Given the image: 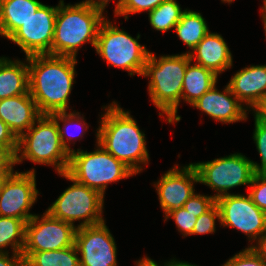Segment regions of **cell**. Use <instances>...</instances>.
<instances>
[{
  "instance_id": "1",
  "label": "cell",
  "mask_w": 266,
  "mask_h": 266,
  "mask_svg": "<svg viewBox=\"0 0 266 266\" xmlns=\"http://www.w3.org/2000/svg\"><path fill=\"white\" fill-rule=\"evenodd\" d=\"M29 93L41 115L67 111L76 75V58L51 54L27 56Z\"/></svg>"
},
{
  "instance_id": "2",
  "label": "cell",
  "mask_w": 266,
  "mask_h": 266,
  "mask_svg": "<svg viewBox=\"0 0 266 266\" xmlns=\"http://www.w3.org/2000/svg\"><path fill=\"white\" fill-rule=\"evenodd\" d=\"M103 108L106 113L101 115L96 143L138 174L143 168L140 164L149 162L145 134L129 111H124L115 101Z\"/></svg>"
},
{
  "instance_id": "3",
  "label": "cell",
  "mask_w": 266,
  "mask_h": 266,
  "mask_svg": "<svg viewBox=\"0 0 266 266\" xmlns=\"http://www.w3.org/2000/svg\"><path fill=\"white\" fill-rule=\"evenodd\" d=\"M191 61L189 53L160 56L150 52L142 76L150 77L148 92L153 104L166 114L169 124L179 122L178 106L182 99L185 71ZM164 113V114H163Z\"/></svg>"
},
{
  "instance_id": "4",
  "label": "cell",
  "mask_w": 266,
  "mask_h": 266,
  "mask_svg": "<svg viewBox=\"0 0 266 266\" xmlns=\"http://www.w3.org/2000/svg\"><path fill=\"white\" fill-rule=\"evenodd\" d=\"M104 20L103 12L84 2L65 5L60 0L51 55L76 58L79 47L86 42L95 48L98 31Z\"/></svg>"
},
{
  "instance_id": "5",
  "label": "cell",
  "mask_w": 266,
  "mask_h": 266,
  "mask_svg": "<svg viewBox=\"0 0 266 266\" xmlns=\"http://www.w3.org/2000/svg\"><path fill=\"white\" fill-rule=\"evenodd\" d=\"M23 159L53 165L58 174L67 172L70 153L63 147L57 122L50 115H41L31 128L18 138L16 164L22 163Z\"/></svg>"
},
{
  "instance_id": "6",
  "label": "cell",
  "mask_w": 266,
  "mask_h": 266,
  "mask_svg": "<svg viewBox=\"0 0 266 266\" xmlns=\"http://www.w3.org/2000/svg\"><path fill=\"white\" fill-rule=\"evenodd\" d=\"M97 145L93 152L74 150L70 154L67 173L77 182L104 196L109 183L129 178L135 173L98 143Z\"/></svg>"
},
{
  "instance_id": "7",
  "label": "cell",
  "mask_w": 266,
  "mask_h": 266,
  "mask_svg": "<svg viewBox=\"0 0 266 266\" xmlns=\"http://www.w3.org/2000/svg\"><path fill=\"white\" fill-rule=\"evenodd\" d=\"M123 30H119L105 19L101 24L96 39L95 50L109 65L127 70L130 76H141L150 52L145 46Z\"/></svg>"
},
{
  "instance_id": "8",
  "label": "cell",
  "mask_w": 266,
  "mask_h": 266,
  "mask_svg": "<svg viewBox=\"0 0 266 266\" xmlns=\"http://www.w3.org/2000/svg\"><path fill=\"white\" fill-rule=\"evenodd\" d=\"M73 182L54 203L46 210L53 218L74 225L77 220H83L77 228L97 225L105 222L103 219L104 196L98 191L77 182L67 172L59 174Z\"/></svg>"
},
{
  "instance_id": "9",
  "label": "cell",
  "mask_w": 266,
  "mask_h": 266,
  "mask_svg": "<svg viewBox=\"0 0 266 266\" xmlns=\"http://www.w3.org/2000/svg\"><path fill=\"white\" fill-rule=\"evenodd\" d=\"M193 165L197 170L199 183L218 192L213 195L215 199L230 194L228 190L231 188L250 185L255 174L252 160L241 153Z\"/></svg>"
},
{
  "instance_id": "10",
  "label": "cell",
  "mask_w": 266,
  "mask_h": 266,
  "mask_svg": "<svg viewBox=\"0 0 266 266\" xmlns=\"http://www.w3.org/2000/svg\"><path fill=\"white\" fill-rule=\"evenodd\" d=\"M77 226L53 218L47 211L34 215L25 225L24 260L33 252L54 251L74 246Z\"/></svg>"
},
{
  "instance_id": "11",
  "label": "cell",
  "mask_w": 266,
  "mask_h": 266,
  "mask_svg": "<svg viewBox=\"0 0 266 266\" xmlns=\"http://www.w3.org/2000/svg\"><path fill=\"white\" fill-rule=\"evenodd\" d=\"M221 226L236 228L255 241L266 232V212L258 208L251 197L228 194L216 199Z\"/></svg>"
},
{
  "instance_id": "12",
  "label": "cell",
  "mask_w": 266,
  "mask_h": 266,
  "mask_svg": "<svg viewBox=\"0 0 266 266\" xmlns=\"http://www.w3.org/2000/svg\"><path fill=\"white\" fill-rule=\"evenodd\" d=\"M57 10L58 6L42 4L8 39L16 43L26 57L51 54Z\"/></svg>"
},
{
  "instance_id": "13",
  "label": "cell",
  "mask_w": 266,
  "mask_h": 266,
  "mask_svg": "<svg viewBox=\"0 0 266 266\" xmlns=\"http://www.w3.org/2000/svg\"><path fill=\"white\" fill-rule=\"evenodd\" d=\"M74 245L80 266H117L115 240L105 222L77 228Z\"/></svg>"
},
{
  "instance_id": "14",
  "label": "cell",
  "mask_w": 266,
  "mask_h": 266,
  "mask_svg": "<svg viewBox=\"0 0 266 266\" xmlns=\"http://www.w3.org/2000/svg\"><path fill=\"white\" fill-rule=\"evenodd\" d=\"M35 175L33 168L26 172L15 171L8 178L0 194V216L19 218L27 223L35 215L29 212L39 193Z\"/></svg>"
},
{
  "instance_id": "15",
  "label": "cell",
  "mask_w": 266,
  "mask_h": 266,
  "mask_svg": "<svg viewBox=\"0 0 266 266\" xmlns=\"http://www.w3.org/2000/svg\"><path fill=\"white\" fill-rule=\"evenodd\" d=\"M195 182L199 183V176L193 163H191L182 169L176 165L154 184L164 214L183 207L195 193Z\"/></svg>"
},
{
  "instance_id": "16",
  "label": "cell",
  "mask_w": 266,
  "mask_h": 266,
  "mask_svg": "<svg viewBox=\"0 0 266 266\" xmlns=\"http://www.w3.org/2000/svg\"><path fill=\"white\" fill-rule=\"evenodd\" d=\"M191 106L200 109L213 119L222 123H233L247 119L248 106L244 108V104L232 94L227 84L221 92L216 85L209 91L205 92ZM247 109V110H246Z\"/></svg>"
},
{
  "instance_id": "17",
  "label": "cell",
  "mask_w": 266,
  "mask_h": 266,
  "mask_svg": "<svg viewBox=\"0 0 266 266\" xmlns=\"http://www.w3.org/2000/svg\"><path fill=\"white\" fill-rule=\"evenodd\" d=\"M40 116L30 93L0 100V119L17 139L30 129Z\"/></svg>"
},
{
  "instance_id": "18",
  "label": "cell",
  "mask_w": 266,
  "mask_h": 266,
  "mask_svg": "<svg viewBox=\"0 0 266 266\" xmlns=\"http://www.w3.org/2000/svg\"><path fill=\"white\" fill-rule=\"evenodd\" d=\"M189 53L191 61L213 71L217 76L232 66V54L223 37L208 32Z\"/></svg>"
},
{
  "instance_id": "19",
  "label": "cell",
  "mask_w": 266,
  "mask_h": 266,
  "mask_svg": "<svg viewBox=\"0 0 266 266\" xmlns=\"http://www.w3.org/2000/svg\"><path fill=\"white\" fill-rule=\"evenodd\" d=\"M232 94L249 108L266 95V65H251L233 75L228 83Z\"/></svg>"
},
{
  "instance_id": "20",
  "label": "cell",
  "mask_w": 266,
  "mask_h": 266,
  "mask_svg": "<svg viewBox=\"0 0 266 266\" xmlns=\"http://www.w3.org/2000/svg\"><path fill=\"white\" fill-rule=\"evenodd\" d=\"M29 93L28 64L0 57V100Z\"/></svg>"
},
{
  "instance_id": "21",
  "label": "cell",
  "mask_w": 266,
  "mask_h": 266,
  "mask_svg": "<svg viewBox=\"0 0 266 266\" xmlns=\"http://www.w3.org/2000/svg\"><path fill=\"white\" fill-rule=\"evenodd\" d=\"M38 0H2L0 7V35L7 39L40 8Z\"/></svg>"
},
{
  "instance_id": "22",
  "label": "cell",
  "mask_w": 266,
  "mask_h": 266,
  "mask_svg": "<svg viewBox=\"0 0 266 266\" xmlns=\"http://www.w3.org/2000/svg\"><path fill=\"white\" fill-rule=\"evenodd\" d=\"M191 62L187 65L182 87V99L190 105L214 87L218 77L213 71L198 64L191 65Z\"/></svg>"
},
{
  "instance_id": "23",
  "label": "cell",
  "mask_w": 266,
  "mask_h": 266,
  "mask_svg": "<svg viewBox=\"0 0 266 266\" xmlns=\"http://www.w3.org/2000/svg\"><path fill=\"white\" fill-rule=\"evenodd\" d=\"M178 37L193 50L209 32L207 23L200 12L184 10L180 21L175 26Z\"/></svg>"
},
{
  "instance_id": "24",
  "label": "cell",
  "mask_w": 266,
  "mask_h": 266,
  "mask_svg": "<svg viewBox=\"0 0 266 266\" xmlns=\"http://www.w3.org/2000/svg\"><path fill=\"white\" fill-rule=\"evenodd\" d=\"M76 246H70L54 251H39L31 253L24 266H80Z\"/></svg>"
},
{
  "instance_id": "25",
  "label": "cell",
  "mask_w": 266,
  "mask_h": 266,
  "mask_svg": "<svg viewBox=\"0 0 266 266\" xmlns=\"http://www.w3.org/2000/svg\"><path fill=\"white\" fill-rule=\"evenodd\" d=\"M26 223L14 217L0 216V252H5L7 246H11L12 252L22 254L25 245Z\"/></svg>"
},
{
  "instance_id": "26",
  "label": "cell",
  "mask_w": 266,
  "mask_h": 266,
  "mask_svg": "<svg viewBox=\"0 0 266 266\" xmlns=\"http://www.w3.org/2000/svg\"><path fill=\"white\" fill-rule=\"evenodd\" d=\"M182 11L180 5L175 0H165L158 7L148 13L149 21L157 31L165 32L174 29L180 21Z\"/></svg>"
},
{
  "instance_id": "27",
  "label": "cell",
  "mask_w": 266,
  "mask_h": 266,
  "mask_svg": "<svg viewBox=\"0 0 266 266\" xmlns=\"http://www.w3.org/2000/svg\"><path fill=\"white\" fill-rule=\"evenodd\" d=\"M50 116L57 122L58 129H59L60 140H61V143H62L63 147L71 154L74 150H72L68 146L67 142L69 141V143H70V141L73 139L72 138L73 136L71 137L68 134L67 131H68L69 127H67V126L76 123L78 125L82 124V128L84 127L85 129H88V126L85 123L84 117H81V115H79L78 112L75 113L74 111L70 112L69 114H68L67 111L55 112V113L50 114ZM82 120H84L83 123H82ZM59 121L60 122H64L63 123V128H61V126L59 124L60 123ZM84 128H83V130L81 132L82 135H84L83 134L84 133L83 131L85 130ZM67 135H69V136L67 137ZM65 136L67 137V139L65 138Z\"/></svg>"
},
{
  "instance_id": "28",
  "label": "cell",
  "mask_w": 266,
  "mask_h": 266,
  "mask_svg": "<svg viewBox=\"0 0 266 266\" xmlns=\"http://www.w3.org/2000/svg\"><path fill=\"white\" fill-rule=\"evenodd\" d=\"M170 216L174 219L179 232L184 237L192 234L193 227L198 219V213L188 212L183 207H180L166 213L165 220L170 218Z\"/></svg>"
},
{
  "instance_id": "29",
  "label": "cell",
  "mask_w": 266,
  "mask_h": 266,
  "mask_svg": "<svg viewBox=\"0 0 266 266\" xmlns=\"http://www.w3.org/2000/svg\"><path fill=\"white\" fill-rule=\"evenodd\" d=\"M253 139L261 158V165L252 161L255 173H266V123L255 120Z\"/></svg>"
},
{
  "instance_id": "30",
  "label": "cell",
  "mask_w": 266,
  "mask_h": 266,
  "mask_svg": "<svg viewBox=\"0 0 266 266\" xmlns=\"http://www.w3.org/2000/svg\"><path fill=\"white\" fill-rule=\"evenodd\" d=\"M216 219L220 222V211L215 203L207 212L198 217L191 235L215 233Z\"/></svg>"
},
{
  "instance_id": "31",
  "label": "cell",
  "mask_w": 266,
  "mask_h": 266,
  "mask_svg": "<svg viewBox=\"0 0 266 266\" xmlns=\"http://www.w3.org/2000/svg\"><path fill=\"white\" fill-rule=\"evenodd\" d=\"M165 0H123L120 10L115 16H124L127 20L129 14H135L142 11H152Z\"/></svg>"
},
{
  "instance_id": "32",
  "label": "cell",
  "mask_w": 266,
  "mask_h": 266,
  "mask_svg": "<svg viewBox=\"0 0 266 266\" xmlns=\"http://www.w3.org/2000/svg\"><path fill=\"white\" fill-rule=\"evenodd\" d=\"M253 203L266 212V173H255L249 188Z\"/></svg>"
},
{
  "instance_id": "33",
  "label": "cell",
  "mask_w": 266,
  "mask_h": 266,
  "mask_svg": "<svg viewBox=\"0 0 266 266\" xmlns=\"http://www.w3.org/2000/svg\"><path fill=\"white\" fill-rule=\"evenodd\" d=\"M222 266H266V263L248 246Z\"/></svg>"
},
{
  "instance_id": "34",
  "label": "cell",
  "mask_w": 266,
  "mask_h": 266,
  "mask_svg": "<svg viewBox=\"0 0 266 266\" xmlns=\"http://www.w3.org/2000/svg\"><path fill=\"white\" fill-rule=\"evenodd\" d=\"M216 199L213 196H206L194 193L183 205L186 211L198 213V217L207 212L214 204Z\"/></svg>"
},
{
  "instance_id": "35",
  "label": "cell",
  "mask_w": 266,
  "mask_h": 266,
  "mask_svg": "<svg viewBox=\"0 0 266 266\" xmlns=\"http://www.w3.org/2000/svg\"><path fill=\"white\" fill-rule=\"evenodd\" d=\"M17 140L9 127L0 119V144L8 146L16 154Z\"/></svg>"
},
{
  "instance_id": "36",
  "label": "cell",
  "mask_w": 266,
  "mask_h": 266,
  "mask_svg": "<svg viewBox=\"0 0 266 266\" xmlns=\"http://www.w3.org/2000/svg\"><path fill=\"white\" fill-rule=\"evenodd\" d=\"M16 154L5 145L0 144V170H14Z\"/></svg>"
},
{
  "instance_id": "37",
  "label": "cell",
  "mask_w": 266,
  "mask_h": 266,
  "mask_svg": "<svg viewBox=\"0 0 266 266\" xmlns=\"http://www.w3.org/2000/svg\"><path fill=\"white\" fill-rule=\"evenodd\" d=\"M8 251L0 252V266H24L22 254L12 253L11 258Z\"/></svg>"
},
{
  "instance_id": "38",
  "label": "cell",
  "mask_w": 266,
  "mask_h": 266,
  "mask_svg": "<svg viewBox=\"0 0 266 266\" xmlns=\"http://www.w3.org/2000/svg\"><path fill=\"white\" fill-rule=\"evenodd\" d=\"M256 121L266 123V95H264L253 107Z\"/></svg>"
},
{
  "instance_id": "39",
  "label": "cell",
  "mask_w": 266,
  "mask_h": 266,
  "mask_svg": "<svg viewBox=\"0 0 266 266\" xmlns=\"http://www.w3.org/2000/svg\"><path fill=\"white\" fill-rule=\"evenodd\" d=\"M82 2L88 4L89 6H91L94 9H97V10H100L101 12H103L105 10V7L107 6L109 0H85ZM122 3H123V0H118V3L116 4V8L114 9L115 14L120 10Z\"/></svg>"
},
{
  "instance_id": "40",
  "label": "cell",
  "mask_w": 266,
  "mask_h": 266,
  "mask_svg": "<svg viewBox=\"0 0 266 266\" xmlns=\"http://www.w3.org/2000/svg\"><path fill=\"white\" fill-rule=\"evenodd\" d=\"M250 248L266 263V232Z\"/></svg>"
},
{
  "instance_id": "41",
  "label": "cell",
  "mask_w": 266,
  "mask_h": 266,
  "mask_svg": "<svg viewBox=\"0 0 266 266\" xmlns=\"http://www.w3.org/2000/svg\"><path fill=\"white\" fill-rule=\"evenodd\" d=\"M184 262H180L178 260H170L169 262H166L164 264V266H182ZM137 266H160L158 265L155 261H153L152 259L148 258L147 256L140 259L137 263Z\"/></svg>"
},
{
  "instance_id": "42",
  "label": "cell",
  "mask_w": 266,
  "mask_h": 266,
  "mask_svg": "<svg viewBox=\"0 0 266 266\" xmlns=\"http://www.w3.org/2000/svg\"><path fill=\"white\" fill-rule=\"evenodd\" d=\"M14 173L13 170H0V194L8 178Z\"/></svg>"
},
{
  "instance_id": "43",
  "label": "cell",
  "mask_w": 266,
  "mask_h": 266,
  "mask_svg": "<svg viewBox=\"0 0 266 266\" xmlns=\"http://www.w3.org/2000/svg\"><path fill=\"white\" fill-rule=\"evenodd\" d=\"M263 7L261 8L262 10V20H263V23H264V27H266V0H263Z\"/></svg>"
},
{
  "instance_id": "44",
  "label": "cell",
  "mask_w": 266,
  "mask_h": 266,
  "mask_svg": "<svg viewBox=\"0 0 266 266\" xmlns=\"http://www.w3.org/2000/svg\"><path fill=\"white\" fill-rule=\"evenodd\" d=\"M182 266H197V265L190 264V263H188V262H184Z\"/></svg>"
},
{
  "instance_id": "45",
  "label": "cell",
  "mask_w": 266,
  "mask_h": 266,
  "mask_svg": "<svg viewBox=\"0 0 266 266\" xmlns=\"http://www.w3.org/2000/svg\"><path fill=\"white\" fill-rule=\"evenodd\" d=\"M221 1L224 2V3L227 2V3L230 4V3H232L234 0H221Z\"/></svg>"
}]
</instances>
